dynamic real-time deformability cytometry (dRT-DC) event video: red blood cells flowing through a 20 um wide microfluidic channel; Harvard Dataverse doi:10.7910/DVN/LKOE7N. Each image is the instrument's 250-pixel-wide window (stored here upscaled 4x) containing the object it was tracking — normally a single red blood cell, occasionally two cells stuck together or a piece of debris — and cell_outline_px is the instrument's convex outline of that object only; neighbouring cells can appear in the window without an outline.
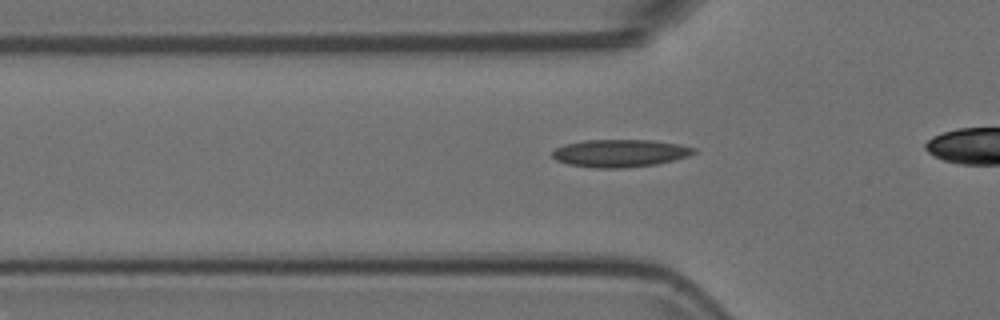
{"species": "Egyptian fruit bat (a non-hibernating species)", "species_latin": "Rousettus aegyptiacus", "temperature_condition": "room temperature", "stored_images_in_passage": 37, "camera_frame_rate_fps": 3000, "um_per_image_px": 0.085, "animal": {"sex": "female"}, "frame": {"image": 1, "passage_image": 11, "time_ms": 3.333, "image_size_px": [1000, 320], "cell_outline_px": [[696, 152], [688, 156], [656, 164], [624, 168], [596, 168], [568, 164], [556, 160], [552, 156], [552, 152], [556, 148], [564, 144], [584, 140], [656, 140], [680, 144], [696, 148]], "centroid_in_image_um": [52.7, 13.01], "position_along_channel_um": 73.1, "area_um2": 22.83}}
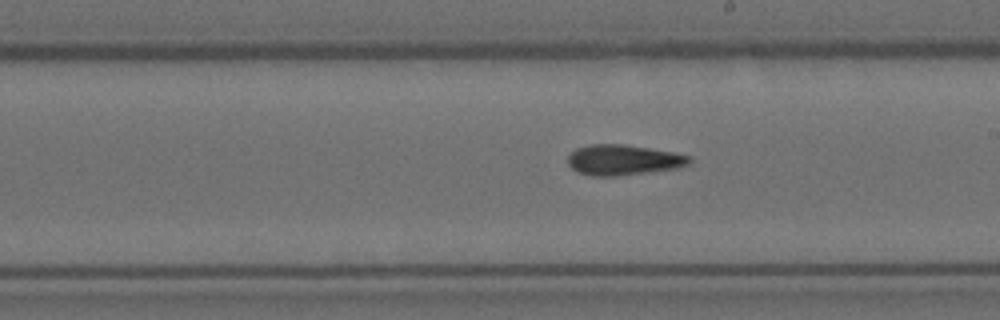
{"frame": {"image": 2, "passage_image": 24, "time_ms": 7.667, "image_size_px": [1000, 320], "cell_outline_px": [[692, 160], [688, 164], [680, 168], [616, 176], [592, 176], [576, 172], [568, 164], [568, 156], [576, 148], [588, 144], [624, 144], [676, 152], [692, 156]], "centroid_in_image_um": [53.0, 13.59], "position_along_channel_um": 236.0, "area_um2": 21.85}}
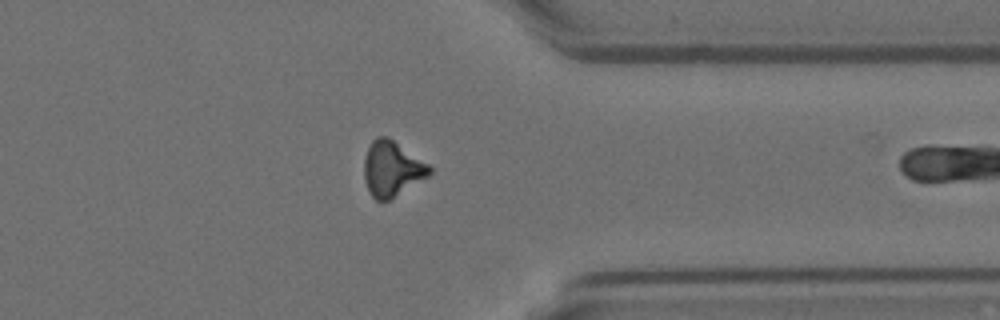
{"frame": {"image": 3, "passage_image": 36, "time_ms": 11.667, "image_size_px": [1000, 320], "cell_outline_px": [[432, 172], [428, 176], [388, 200], [376, 200], [372, 196], [364, 180], [364, 156], [372, 140], [376, 136], [388, 136], [428, 164], [432, 168]], "centroid_in_image_um": [33.29, 14.32], "position_along_channel_um": 378.1, "area_um2": 20.81}}